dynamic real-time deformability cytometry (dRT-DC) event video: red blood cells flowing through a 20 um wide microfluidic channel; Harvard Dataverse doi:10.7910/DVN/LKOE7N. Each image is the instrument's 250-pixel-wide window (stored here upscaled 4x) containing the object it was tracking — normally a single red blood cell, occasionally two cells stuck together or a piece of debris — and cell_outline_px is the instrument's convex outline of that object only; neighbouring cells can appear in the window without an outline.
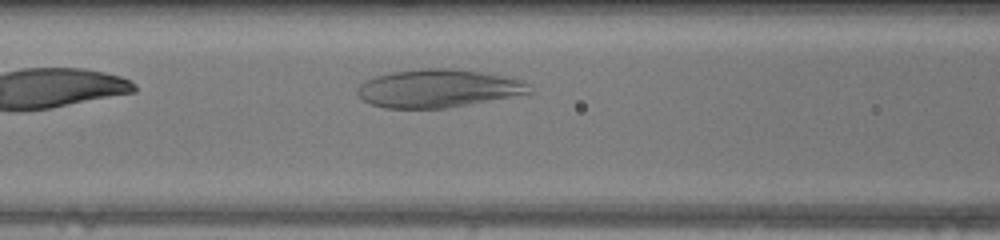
{"species": "human", "species_latin": "Homo sapiens", "temperature_condition": "warm", "stored_images_in_passage": 27, "camera_frame_rate_fps": 3000, "um_per_image_px": 0.085, "donor": {"sex": "female"}, "frame": {"image": 1, "passage_image": 7, "time_ms": 2.0, "image_size_px": [1000, 240], "cell_outline_px": [[536, 92], [448, 108], [384, 108], [372, 104], [364, 100], [356, 92], [356, 88], [364, 80], [376, 76], [392, 72], [420, 68], [452, 68], [484, 72], [524, 80]], "centroid_in_image_um": [37.27, 7.51], "position_along_channel_um": 129.3, "area_um2": 38.49}}
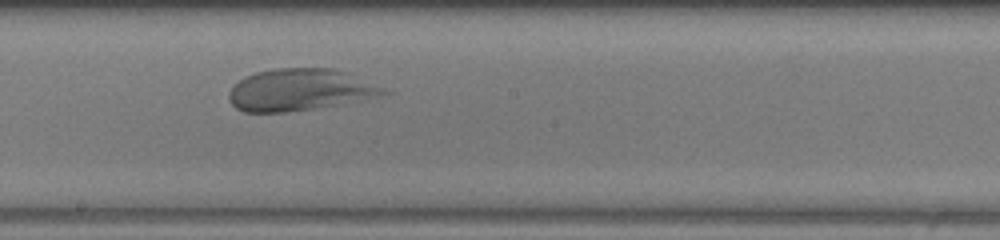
{"frame": {"image": 2, "passage_image": 14, "time_ms": 4.333, "image_size_px": [1000, 240], "cell_outline_px": [[392, 92], [380, 96], [360, 100], [312, 108], [284, 112], [244, 112], [236, 108], [228, 100], [228, 92], [244, 76], [256, 72], [272, 68], [332, 68], [344, 72]], "centroid_in_image_um": [25.41, 7.63], "position_along_channel_um": 222.8, "area_um2": 37.17}}
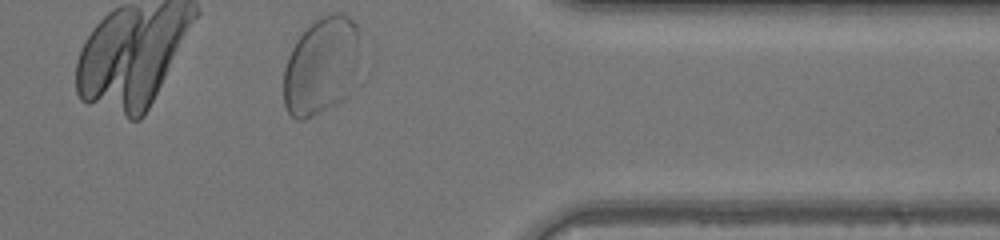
{"frame": {"image": 3, "passage_image": 27, "time_ms": 8.667, "image_size_px": [1000, 240], "cell_outline_px": [[376, 52], [348, 96], [344, 100], [304, 120], [296, 120], [288, 112], [284, 104], [284, 68], [288, 56], [296, 40], [320, 16], [328, 12], [340, 12], [348, 16], [372, 40]], "centroid_in_image_um": [27.64, 5.52], "position_along_channel_um": 383.8, "area_um2": 48.09}, "authors_computed_cell_mechanics": {"area_um2": 38.148, "velocity_mm_per_s": 4.0174, "shape_relaxation_time_tau1_ms": 4.8229, "shape_relaxation_time_tau2_ms": null, "deformation_change_tau1": 0.1838, "deformation_change_tau2": null}}